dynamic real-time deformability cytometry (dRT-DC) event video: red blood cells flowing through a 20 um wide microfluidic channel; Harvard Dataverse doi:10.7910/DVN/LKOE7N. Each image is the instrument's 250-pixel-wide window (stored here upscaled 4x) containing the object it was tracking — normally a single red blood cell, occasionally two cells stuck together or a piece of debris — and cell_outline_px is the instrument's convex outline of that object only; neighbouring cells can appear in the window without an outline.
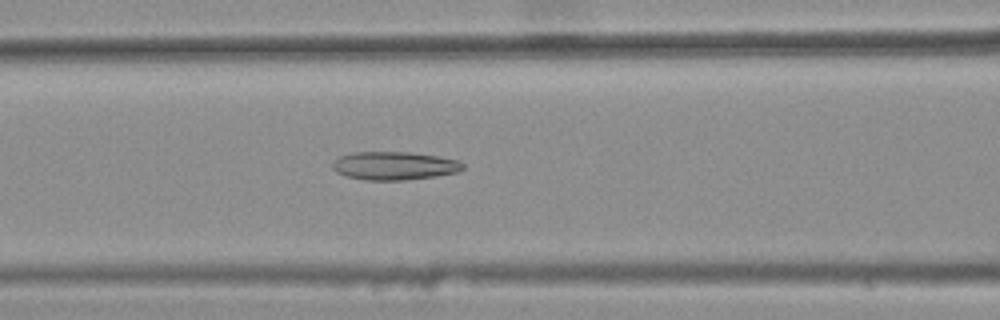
{"species": "common noctule bat (a hibernating species)", "species_latin": "Nyctalus noctula", "temperature_condition": "warm", "stored_images_in_passage": 46, "camera_frame_rate_fps": 3000, "um_per_image_px": 0.085, "animal": {"sex": "female", "body_mass_g": 25.1}, "frame": {"image": 1, "passage_image": 22, "time_ms": 7.0, "image_size_px": [1000, 320], "cell_outline_px": [[464, 168], [456, 172], [436, 176], [404, 180], [364, 180], [344, 176], [336, 172], [332, 168], [332, 164], [340, 156], [352, 152], [408, 152], [436, 156], [460, 160], [464, 164]], "centroid_in_image_um": [33.5, 14.09], "position_along_channel_um": 133.1, "area_um2": 21.5}}
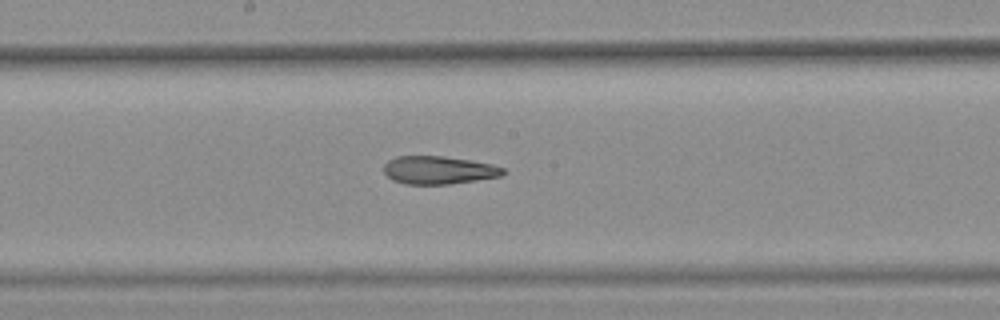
{"frame": {"image": 2, "passage_image": 28, "time_ms": 9.0, "image_size_px": [1000, 320], "cell_outline_px": [[508, 172], [504, 176], [448, 184], [404, 184], [392, 180], [384, 172], [384, 164], [388, 160], [396, 156], [444, 156], [492, 164], [504, 168]], "centroid_in_image_um": [37.3, 14.46], "position_along_channel_um": 210.9, "area_um2": 19.59}}
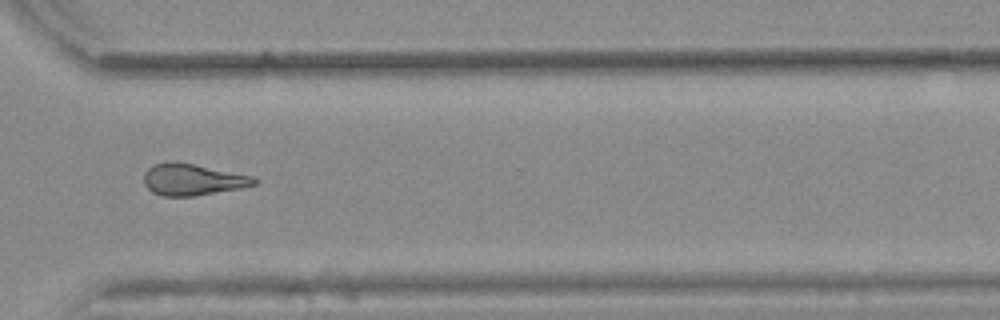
{"frame": {"image": 3, "passage_image": 39, "time_ms": 12.667, "image_size_px": [1000, 320], "cell_outline_px": [[256, 184], [240, 188], [196, 196], [164, 196], [152, 192], [144, 184], [144, 172], [152, 164], [168, 160], [172, 160], [252, 176], [256, 180]], "centroid_in_image_um": [16.3, 15.25], "position_along_channel_um": 354.3, "area_um2": 20.23}, "authors_computed_cell_mechanics": {"area_um2": 20.9525, "velocity_mm_per_s": 3.9006, "shape_relaxation_time_tau1_ms": null, "shape_relaxation_time_tau2_ms": 3.5518, "deformation_change_tau1": null, "deformation_change_tau2": 0.1416}}